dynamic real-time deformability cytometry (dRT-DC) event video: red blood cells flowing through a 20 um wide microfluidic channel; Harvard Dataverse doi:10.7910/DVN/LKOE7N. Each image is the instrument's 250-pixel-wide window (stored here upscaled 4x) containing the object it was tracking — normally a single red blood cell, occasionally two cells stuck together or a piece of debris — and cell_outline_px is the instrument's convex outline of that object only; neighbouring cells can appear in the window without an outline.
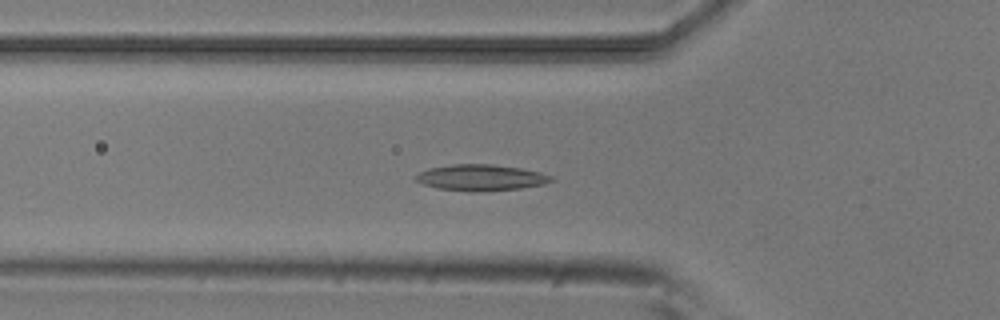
{"species": "common noctule bat (a hibernating species)", "species_latin": "Nyctalus noctula", "temperature_condition": "room temperature", "stored_images_in_passage": 51, "camera_frame_rate_fps": 3000, "um_per_image_px": 0.085, "animal": {"sex": "male", "body_mass_g": 20.5, "forearm_length_mm": 52.5}, "frame": {"image": 1, "passage_image": 17, "time_ms": 5.333, "image_size_px": [1000, 320], "cell_outline_px": [[552, 180], [544, 184], [520, 188], [476, 192], [468, 192], [436, 188], [424, 184], [416, 180], [412, 176], [428, 168], [452, 164], [492, 164], [520, 168], [540, 172], [552, 176]], "centroid_in_image_um": [40.83, 15.1], "position_along_channel_um": 85.0, "area_um2": 20.69}}
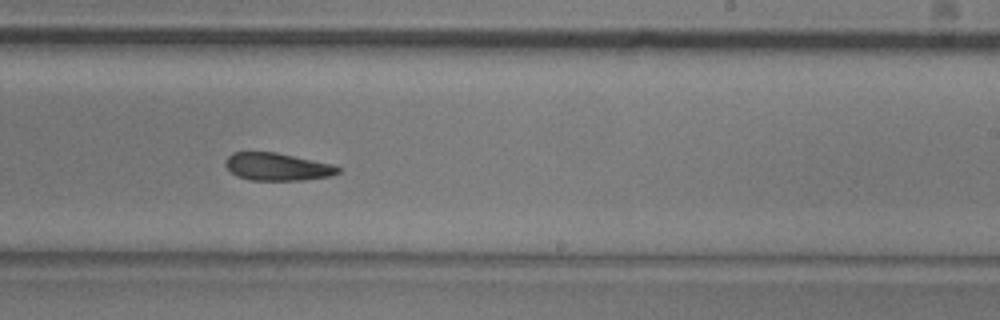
{"frame": {"image": 2, "passage_image": 31, "time_ms": 10.0, "image_size_px": [1000, 320], "cell_outline_px": [[340, 172], [332, 176], [304, 180], [252, 180], [236, 176], [224, 164], [224, 160], [232, 152], [276, 152], [332, 164], [340, 168]], "centroid_in_image_um": [23.56, 14.17], "position_along_channel_um": 265.4, "area_um2": 18.15}}
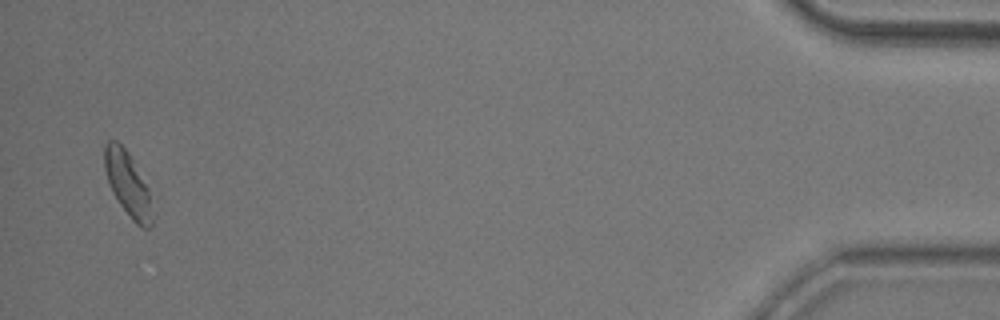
{"frame": {"image": 3, "passage_image": 50, "time_ms": 16.333, "image_size_px": [1000, 320], "cell_outline_px": [[156, 216], [152, 224], [148, 228], [140, 228], [132, 220], [120, 204], [112, 192], [104, 168], [104, 144], [108, 140], [116, 140], [128, 152], [148, 192], [156, 212]], "centroid_in_image_um": [10.88, 15.71], "position_along_channel_um": 424.3, "area_um2": 17.86}, "authors_computed_cell_mechanics": {"area_um2": 19.074, "velocity_mm_per_s": 3.8637, "shape_relaxation_time_tau1_ms": 5.2187, "shape_relaxation_time_tau2_ms": 5.548, "deformation_change_tau1": 0.131, "deformation_change_tau2": 0.144}}